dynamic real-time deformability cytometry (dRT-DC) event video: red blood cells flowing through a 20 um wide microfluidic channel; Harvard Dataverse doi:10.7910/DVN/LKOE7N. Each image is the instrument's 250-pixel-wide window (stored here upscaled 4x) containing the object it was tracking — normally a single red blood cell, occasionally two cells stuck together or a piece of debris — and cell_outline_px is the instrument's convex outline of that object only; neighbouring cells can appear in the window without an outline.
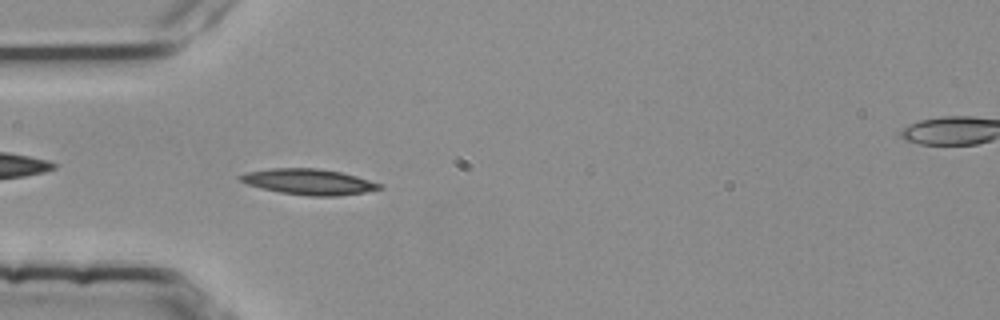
{"species": "common noctule bat (a hibernating species)", "species_latin": "Nyctalus noctula", "temperature_condition": "room temperature", "stored_images_in_passage": 43, "camera_frame_rate_fps": 3000, "um_per_image_px": 0.085, "animal": {"sex": "female", "body_mass_g": 25.1}, "frame": {"image": 1, "passage_image": 7, "time_ms": 2.0, "image_size_px": [1000, 320], "cell_outline_px": [[384, 188], [364, 192], [336, 196], [312, 196], [280, 192], [248, 184], [240, 180], [236, 176], [248, 172], [272, 168], [316, 168], [340, 172], [356, 176], [384, 184]], "centroid_in_image_um": [26.29, 15.45], "position_along_channel_um": 58.7, "area_um2": 20.69}}
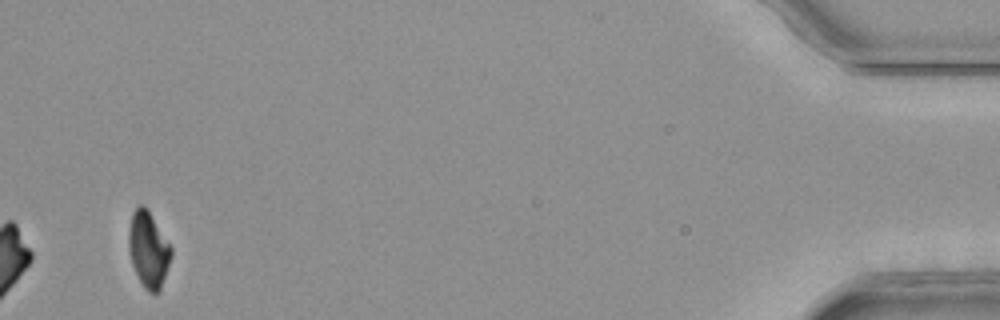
{"frame": {"image": 2, "passage_image": 43, "time_ms": 14.0, "image_size_px": [1000, 320], "cell_outline_px": [[172, 256], [160, 288], [156, 292], [148, 292], [144, 288], [132, 264], [128, 248], [128, 236], [132, 212], [140, 204], [148, 212], [172, 248]], "centroid_in_image_um": [12.6, 21.24], "position_along_channel_um": 422.6, "area_um2": 18.15}, "authors_computed_cell_mechanics": {"area_um2": 19.8832, "velocity_mm_per_s": 3.7742, "shape_relaxation_time_tau1_ms": 4.6385, "shape_relaxation_time_tau2_ms": 4.6409, "deformation_change_tau1": 0.1521, "deformation_change_tau2": 0.0997}}